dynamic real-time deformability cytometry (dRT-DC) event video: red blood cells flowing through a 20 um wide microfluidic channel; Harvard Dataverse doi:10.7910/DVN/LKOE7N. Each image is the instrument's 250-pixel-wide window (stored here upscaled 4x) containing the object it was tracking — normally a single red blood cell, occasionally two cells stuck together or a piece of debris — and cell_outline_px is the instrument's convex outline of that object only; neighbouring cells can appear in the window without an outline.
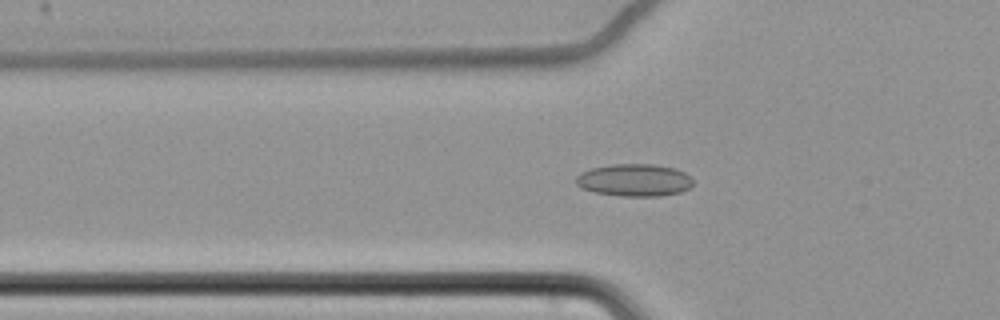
{"species": "common noctule bat (a hibernating species)", "species_latin": "Nyctalus noctula", "temperature_condition": "cold", "stored_images_in_passage": 57, "camera_frame_rate_fps": 3000, "um_per_image_px": 0.085, "animal": {"sex": "female", "body_mass_g": 22.7, "forearm_length_mm": 54.2}, "frame": {"image": 1, "passage_image": 18, "time_ms": 5.667, "image_size_px": [1000, 320], "cell_outline_px": [[692, 184], [688, 188], [680, 192], [660, 196], [620, 196], [596, 192], [580, 188], [576, 184], [576, 176], [580, 172], [592, 168], [612, 164], [652, 164], [676, 168], [684, 172], [692, 180]], "centroid_in_image_um": [53.89, 15.31], "position_along_channel_um": 71.9, "area_um2": 22.08}}
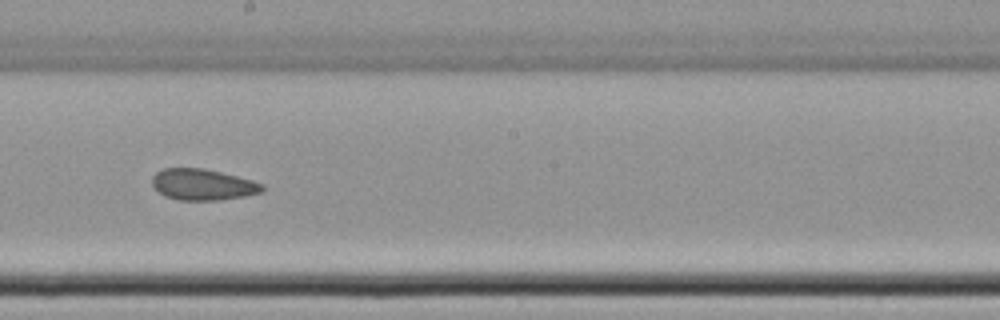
{"frame": {"image": 2, "passage_image": 32, "time_ms": 10.333, "image_size_px": [1000, 320], "cell_outline_px": [[264, 192], [244, 196], [220, 200], [180, 200], [164, 196], [152, 184], [152, 176], [156, 172], [164, 168], [204, 168], [252, 180], [264, 184]], "centroid_in_image_um": [17.25, 15.69], "position_along_channel_um": 231.0, "area_um2": 20.0}}
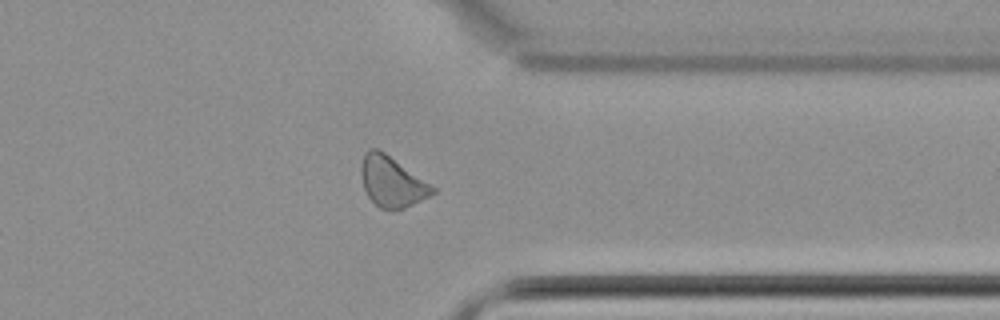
{"frame": {"image": 3, "passage_image": 45, "time_ms": 14.667, "image_size_px": [1000, 320], "cell_outline_px": [[436, 192], [432, 196], [404, 208], [392, 212], [380, 208], [368, 196], [364, 188], [360, 172], [360, 164], [364, 152], [368, 148], [376, 148], [384, 152], [436, 188]], "centroid_in_image_um": [33.3, 15.46], "position_along_channel_um": 378.1, "area_um2": 21.15}, "authors_computed_cell_mechanics": {"area_um2": 20.9814, "velocity_mm_per_s": 3.4559, "shape_relaxation_time_tau1_ms": null, "shape_relaxation_time_tau2_ms": 4.7895, "deformation_change_tau1": null, "deformation_change_tau2": 0.1071}}